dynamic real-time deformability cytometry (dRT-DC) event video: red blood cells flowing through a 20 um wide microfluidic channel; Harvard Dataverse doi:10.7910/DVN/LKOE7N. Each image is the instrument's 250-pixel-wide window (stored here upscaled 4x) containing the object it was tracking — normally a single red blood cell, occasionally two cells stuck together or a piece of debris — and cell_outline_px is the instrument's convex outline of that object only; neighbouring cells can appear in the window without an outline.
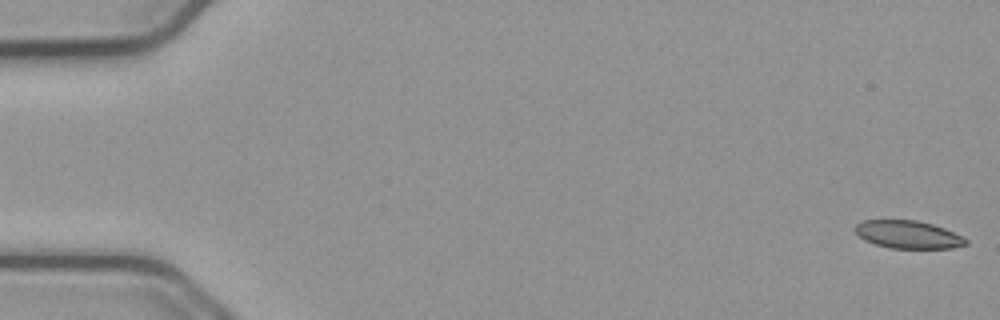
{"species": "common noctule bat (a hibernating species)", "species_latin": "Nyctalus noctula", "temperature_condition": "cold", "stored_images_in_passage": 55, "camera_frame_rate_fps": 3000, "um_per_image_px": 0.085, "animal": {"sex": "male", "body_mass_g": 23.1, "forearm_length_mm": 52.7}, "frame": {"image": 1, "passage_image": 1, "time_ms": 0.0, "image_size_px": [1000, 320], "cell_outline_px": [[968, 244], [952, 248], [892, 248], [876, 244], [864, 240], [852, 228], [856, 224], [864, 220], [916, 220], [932, 224], [944, 228], [964, 236], [968, 240]], "centroid_in_image_um": [77.2, 19.93], "position_along_channel_um": 7.8, "area_um2": 17.98}}
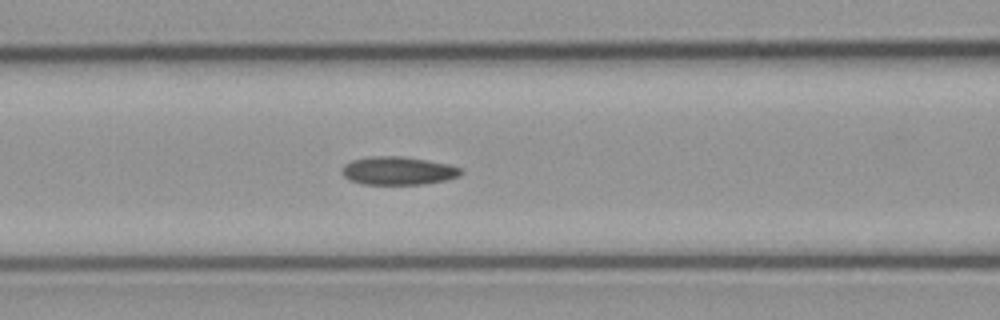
{"frame": {"image": 2, "passage_image": 23, "time_ms": 7.333, "image_size_px": [1000, 320], "cell_outline_px": [[464, 172], [460, 176], [448, 180], [420, 184], [364, 184], [348, 180], [340, 172], [344, 164], [352, 160], [372, 156], [400, 156], [448, 164], [460, 168]], "centroid_in_image_um": [33.82, 14.52], "position_along_channel_um": 132.8, "area_um2": 19.54}}
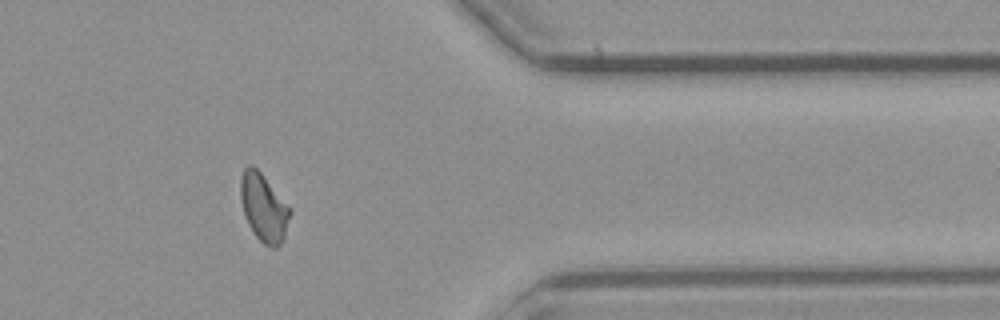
{"frame": {"image": 3, "passage_image": 45, "time_ms": 14.667, "image_size_px": [1000, 320], "cell_outline_px": [[292, 212], [284, 236], [280, 244], [276, 248], [272, 248], [264, 244], [256, 236], [248, 224], [244, 216], [240, 200], [240, 180], [244, 168], [248, 164], [252, 164], [260, 172], [292, 208]], "centroid_in_image_um": [22.41, 17.63], "position_along_channel_um": 389.0, "area_um2": 19.71}, "authors_computed_cell_mechanics": {"area_um2": 19.3052, "velocity_mm_per_s": 3.7604, "shape_relaxation_time_tau1_ms": null, "shape_relaxation_time_tau2_ms": 2.8462, "deformation_change_tau1": null, "deformation_change_tau2": 0.0681}}